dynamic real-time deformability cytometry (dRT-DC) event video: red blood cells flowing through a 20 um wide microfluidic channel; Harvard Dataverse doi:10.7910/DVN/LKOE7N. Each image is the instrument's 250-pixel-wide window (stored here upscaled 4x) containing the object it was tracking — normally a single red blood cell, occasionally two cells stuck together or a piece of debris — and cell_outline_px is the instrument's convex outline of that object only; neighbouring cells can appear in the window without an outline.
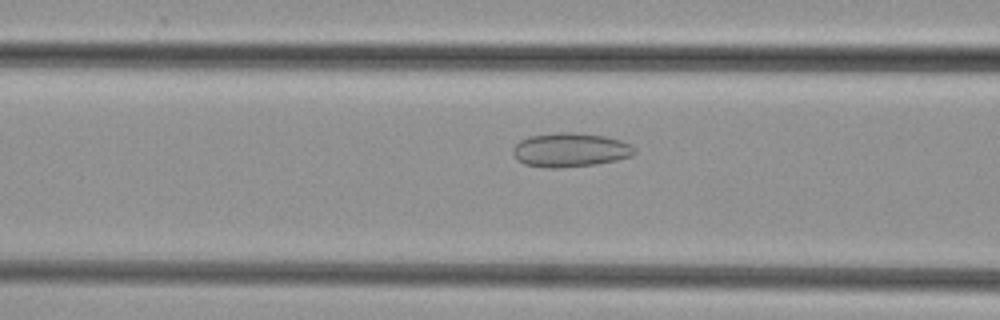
{"species": "common noctule bat (a hibernating species)", "species_latin": "Nyctalus noctula", "temperature_condition": "cold", "stored_images_in_passage": 35, "camera_frame_rate_fps": 3000, "um_per_image_px": 0.085, "animal": {"sex": "female", "body_mass_g": 29.2, "forearm_length_mm": 56.3}, "frame": {"image": 1, "passage_image": 5, "time_ms": 1.333, "image_size_px": [1000, 320], "cell_outline_px": [[636, 152], [632, 156], [616, 160], [596, 164], [556, 168], [544, 168], [524, 164], [512, 152], [512, 148], [520, 140], [528, 136], [556, 132], [572, 132], [604, 136], [620, 140], [636, 148]], "centroid_in_image_um": [48.46, 12.74], "position_along_channel_um": 118.1, "area_um2": 24.1}}
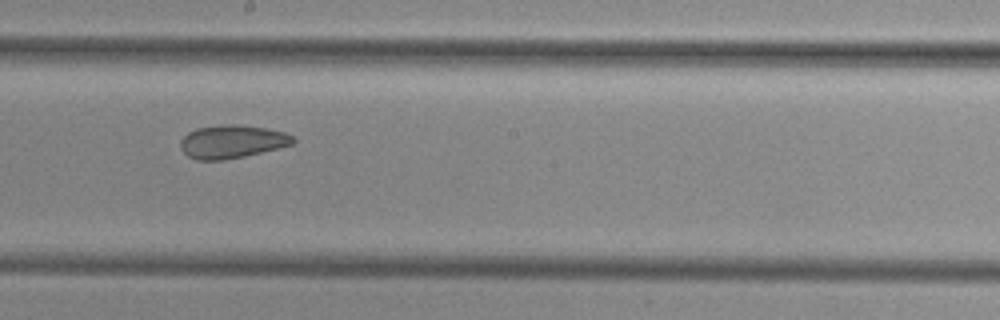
{"frame": {"image": 2, "passage_image": 13, "time_ms": 4.0, "image_size_px": [1000, 320], "cell_outline_px": [[296, 140], [292, 144], [244, 156], [224, 160], [196, 160], [188, 156], [180, 148], [180, 140], [188, 132], [196, 128], [220, 124], [236, 124], [268, 128], [284, 132], [292, 136]], "centroid_in_image_um": [19.68, 12.02], "position_along_channel_um": 228.5, "area_um2": 21.79}}
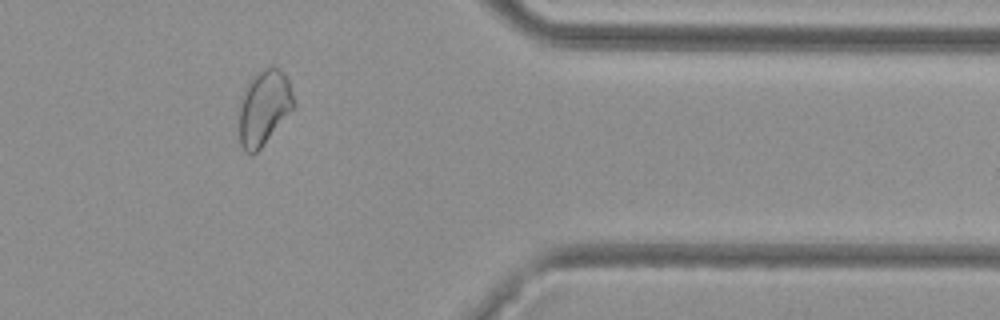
{"frame": {"image": 3, "passage_image": 26, "time_ms": 8.333, "image_size_px": [1000, 320], "cell_outline_px": [[296, 104], [260, 148], [252, 156], [244, 152], [240, 144], [236, 112], [240, 96], [248, 80], [260, 68], [268, 64], [272, 64], [288, 80]], "centroid_in_image_um": [22.34, 9.12], "position_along_channel_um": 389.1, "area_um2": 24.62}}